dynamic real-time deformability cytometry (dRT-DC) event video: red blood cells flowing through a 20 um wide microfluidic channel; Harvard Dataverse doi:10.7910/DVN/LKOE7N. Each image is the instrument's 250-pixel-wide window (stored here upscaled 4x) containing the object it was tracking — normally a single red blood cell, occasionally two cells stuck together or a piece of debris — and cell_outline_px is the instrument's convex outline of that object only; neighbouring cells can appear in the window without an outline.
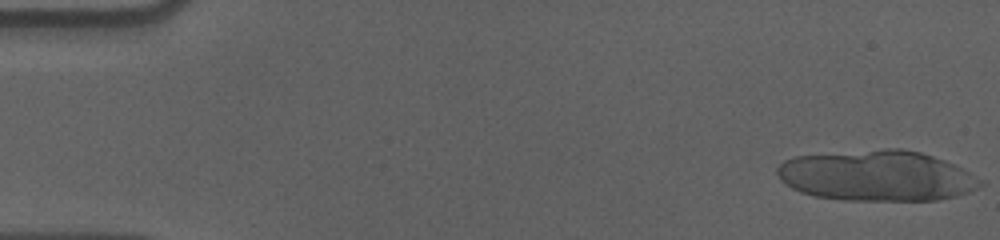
{"species": "human", "species_latin": "Homo sapiens", "temperature_condition": "cold", "stored_images_in_passage": 16, "camera_frame_rate_fps": 3000, "um_per_image_px": 0.085, "donor": {"sex": "male"}, "frame": {"image": 1, "passage_image": 1, "time_ms": 0.0, "image_size_px": [1000, 240], "cell_outline_px": [[984, 184], [968, 192], [936, 200], [844, 200], [816, 196], [800, 192], [792, 188], [780, 180], [776, 172], [776, 168], [784, 160], [796, 156], [884, 148], [900, 148], [920, 152], [944, 160], [984, 180]], "centroid_in_image_um": [74.5, 14.93], "position_along_channel_um": 10.5, "area_um2": 59.71}}